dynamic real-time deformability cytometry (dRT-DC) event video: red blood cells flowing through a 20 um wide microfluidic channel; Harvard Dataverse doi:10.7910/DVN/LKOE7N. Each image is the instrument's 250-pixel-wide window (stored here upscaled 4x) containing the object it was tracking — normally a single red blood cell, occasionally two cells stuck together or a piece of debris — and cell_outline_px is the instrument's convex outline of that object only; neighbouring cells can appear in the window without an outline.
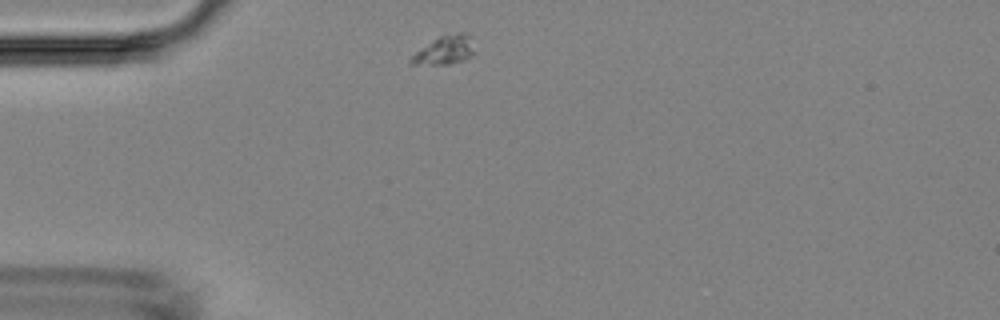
{"species": "Egyptian fruit bat (a non-hibernating species)", "species_latin": "Rousettus aegyptiacus", "temperature_condition": "room temperature", "stored_images_in_passage": 20, "camera_frame_rate_fps": 3000, "um_per_image_px": 0.085, "animal": {"sex": "female"}, "frame": {"image": 1, "passage_image": 1, "time_ms": 0.0, "image_size_px": [1000, 320], "cell_outline_px": [[476, 52], [472, 56], [464, 60], [452, 64], [408, 64], [408, 60], [420, 48], [432, 40], [440, 36], [460, 32], [464, 32], [468, 36]], "centroid_in_image_um": [37.8, 4.28], "position_along_channel_um": 47.2, "area_um2": 10.58}}
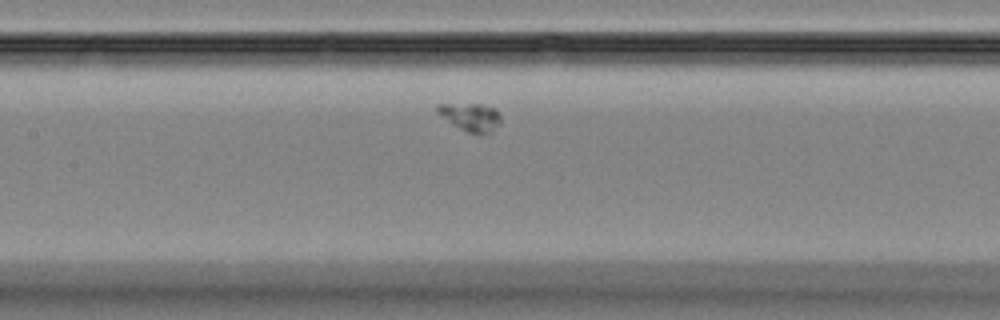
{"frame": {"image": 2, "passage_image": 12, "time_ms": 3.667, "image_size_px": [1000, 320], "cell_outline_px": [[500, 124], [492, 132], [484, 136], [480, 136], [468, 132], [460, 128], [436, 112], [436, 104], [480, 104], [496, 108], [500, 116]], "centroid_in_image_um": [40.06, 9.97], "position_along_channel_um": 167.3, "area_um2": 10.46}}
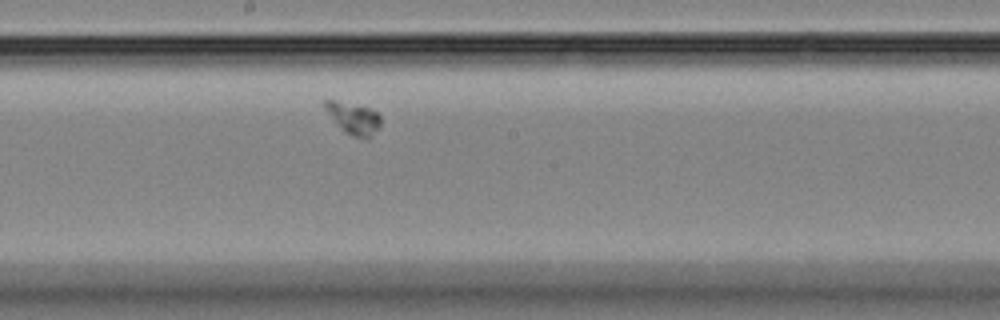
{"frame": {"image": 3, "passage_image": 16, "time_ms": 5.0, "image_size_px": [1000, 320], "cell_outline_px": [[380, 128], [368, 140], [352, 136], [344, 132], [320, 104], [324, 100], [336, 100], [368, 108], [380, 112]], "centroid_in_image_um": [30.05, 10.06], "position_along_channel_um": 218.1, "area_um2": 10.58}}